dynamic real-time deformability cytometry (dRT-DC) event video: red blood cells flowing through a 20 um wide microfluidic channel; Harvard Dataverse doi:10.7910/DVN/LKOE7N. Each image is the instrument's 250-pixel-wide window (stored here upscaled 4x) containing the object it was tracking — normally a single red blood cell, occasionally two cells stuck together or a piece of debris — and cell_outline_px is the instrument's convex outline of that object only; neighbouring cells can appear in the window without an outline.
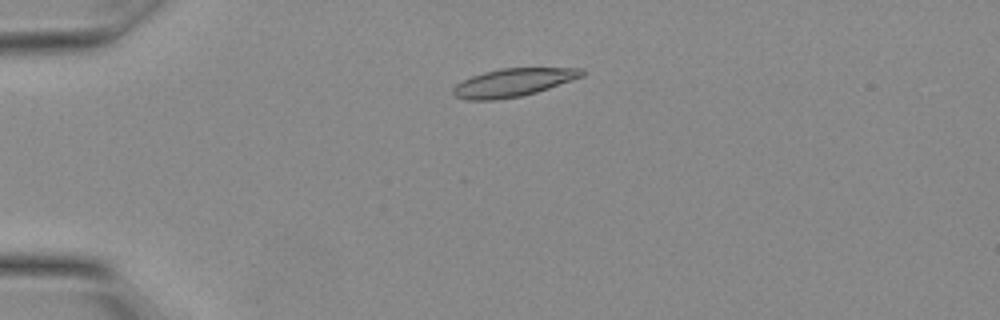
{"species": "Egyptian fruit bat (a non-hibernating species)", "species_latin": "Rousettus aegyptiacus", "temperature_condition": "warm", "stored_images_in_passage": 6, "camera_frame_rate_fps": 3000, "um_per_image_px": 0.085, "animal": {"sex": "female"}, "frame": {"image": 1, "passage_image": 2, "time_ms": 0.333, "image_size_px": [1000, 320], "cell_outline_px": [[584, 76], [536, 92], [520, 96], [496, 100], [468, 100], [456, 96], [452, 92], [452, 88], [456, 84], [472, 76], [484, 72], [500, 68], [584, 68]], "centroid_in_image_um": [43.61, 7.01], "position_along_channel_um": 41.4, "area_um2": 20.92}}
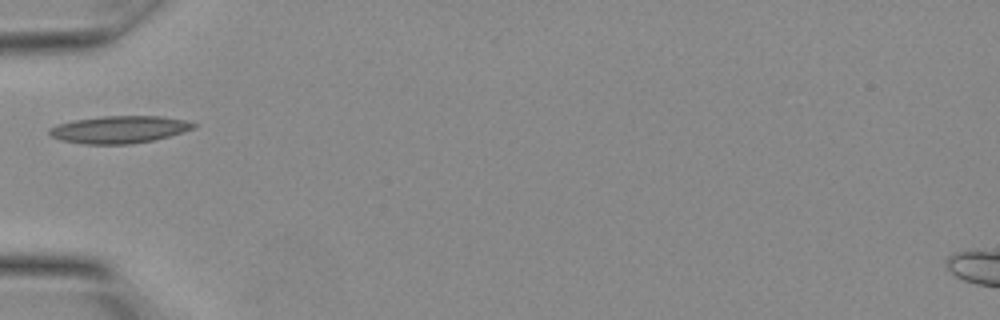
{"frame": {"image": 2, "passage_image": 5, "time_ms": 1.333, "image_size_px": [1000, 320], "cell_outline_px": [[196, 128], [168, 136], [152, 140], [128, 144], [84, 144], [60, 140], [52, 136], [48, 132], [48, 128], [72, 120], [100, 116], [160, 116], [184, 120], [196, 124]], "centroid_in_image_um": [10.11, 11.0], "position_along_channel_um": 74.9, "area_um2": 22.83}}